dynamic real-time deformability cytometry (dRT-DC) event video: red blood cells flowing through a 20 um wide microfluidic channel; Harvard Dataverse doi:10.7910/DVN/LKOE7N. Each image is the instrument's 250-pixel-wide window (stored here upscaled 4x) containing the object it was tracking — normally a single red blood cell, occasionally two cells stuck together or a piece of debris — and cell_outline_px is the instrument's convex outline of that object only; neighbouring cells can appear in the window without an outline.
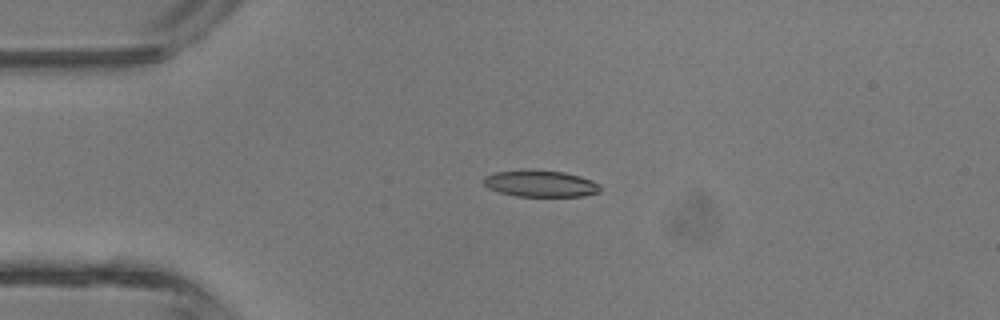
{"species": "common noctule bat (a hibernating species)", "species_latin": "Nyctalus noctula", "temperature_condition": "room temperature", "stored_images_in_passage": 5, "camera_frame_rate_fps": 3000, "um_per_image_px": 0.085, "animal": {"sex": "male", "body_mass_g": 13.3}, "frame": {"image": 1, "passage_image": 3, "time_ms": 3.333, "image_size_px": [1000, 320], "cell_outline_px": [[600, 192], [584, 196], [516, 196], [500, 192], [488, 188], [484, 184], [484, 176], [496, 172], [524, 168], [564, 172], [580, 176], [592, 180], [600, 184]], "centroid_in_image_um": [45.94, 15.59], "position_along_channel_um": 39.1, "area_um2": 18.32}}
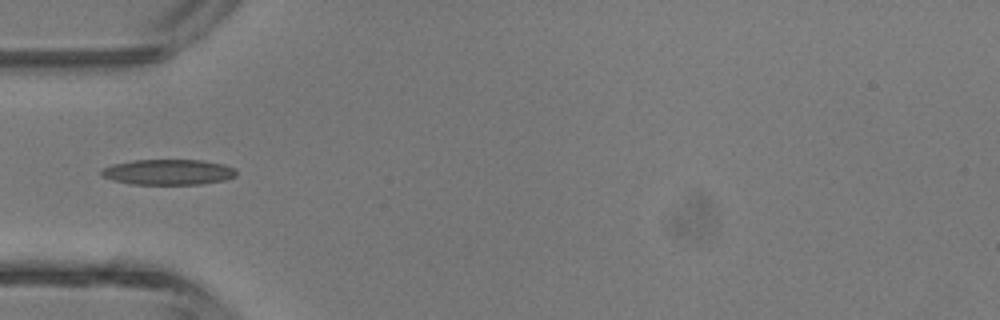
{"frame": {"image": 2, "passage_image": 4, "time_ms": 4.667, "image_size_px": [1000, 320], "cell_outline_px": [[236, 176], [224, 180], [200, 184], [132, 184], [100, 176], [100, 172], [104, 168], [112, 164], [132, 160], [204, 160], [224, 164], [236, 168]], "centroid_in_image_um": [14.33, 14.62], "position_along_channel_um": 70.7, "area_um2": 20.06}}
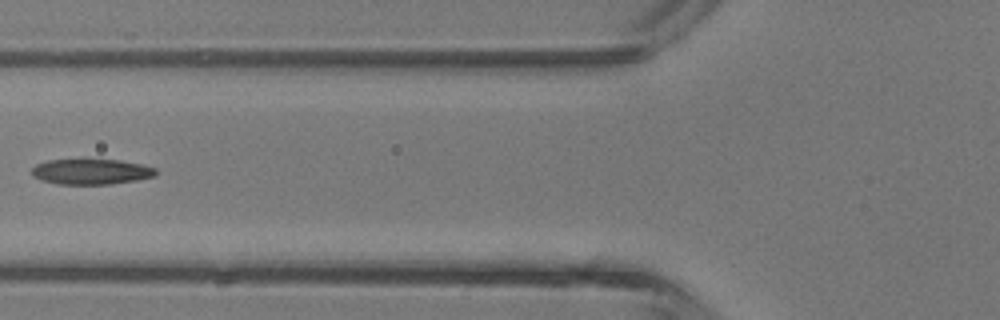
{"frame": {"image": 3, "passage_image": 5, "time_ms": 5.667, "image_size_px": [1000, 320], "cell_outline_px": [[156, 176], [136, 180], [112, 184], [56, 184], [40, 180], [32, 176], [32, 168], [36, 164], [48, 160], [120, 160], [144, 164], [156, 168]], "centroid_in_image_um": [7.76, 14.6], "position_along_channel_um": 118.0, "area_um2": 18.5}}